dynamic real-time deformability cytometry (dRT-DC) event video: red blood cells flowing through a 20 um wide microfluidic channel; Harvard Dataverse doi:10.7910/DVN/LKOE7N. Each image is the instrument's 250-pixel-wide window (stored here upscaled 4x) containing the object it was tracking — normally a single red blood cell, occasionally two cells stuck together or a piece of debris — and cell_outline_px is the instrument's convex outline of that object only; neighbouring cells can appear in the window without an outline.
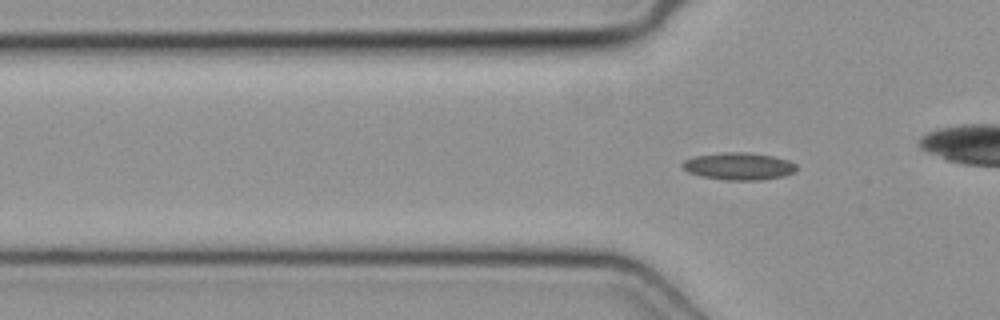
{"species": "common noctule bat (a hibernating species)", "species_latin": "Nyctalus noctula", "temperature_condition": "cold", "stored_images_in_passage": 17, "camera_frame_rate_fps": 3000, "um_per_image_px": 0.085, "animal": {"sex": "female", "body_mass_g": 19.3, "forearm_length_mm": 54.1}, "frame": {"image": 1, "passage_image": 17, "time_ms": 5.333, "image_size_px": [1000, 320], "cell_outline_px": [[796, 172], [784, 176], [760, 180], [724, 180], [700, 176], [688, 172], [680, 164], [684, 160], [692, 156], [724, 152], [748, 152], [772, 156], [788, 160], [796, 164]], "centroid_in_image_um": [62.78, 14.13], "position_along_channel_um": 63.0, "area_um2": 18.32}}